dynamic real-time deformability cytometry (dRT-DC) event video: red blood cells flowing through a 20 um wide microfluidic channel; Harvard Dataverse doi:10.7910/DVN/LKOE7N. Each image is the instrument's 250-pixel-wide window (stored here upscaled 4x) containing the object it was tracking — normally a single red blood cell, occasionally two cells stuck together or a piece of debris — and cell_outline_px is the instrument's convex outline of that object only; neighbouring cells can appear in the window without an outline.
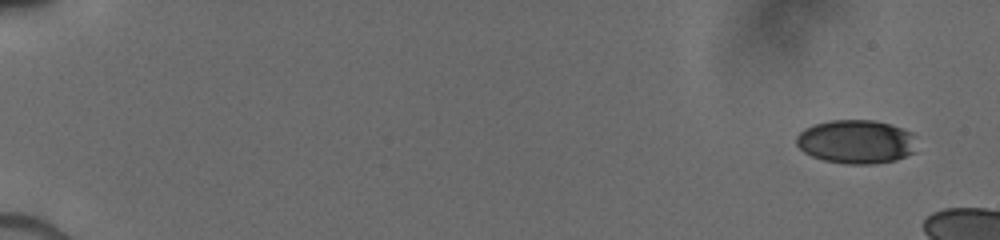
{"species": "human", "species_latin": "Homo sapiens", "temperature_condition": "cold", "stored_images_in_passage": 7, "camera_frame_rate_fps": 3000, "um_per_image_px": 0.085, "donor": {"sex": "male"}, "frame": {"image": 1, "passage_image": 1, "time_ms": 0.0, "image_size_px": [1000, 240], "cell_outline_px": [[916, 152], [896, 160], [876, 164], [848, 164], [824, 160], [812, 156], [804, 152], [796, 144], [796, 136], [804, 128], [828, 120], [872, 120], [892, 124], [912, 132]], "centroid_in_image_um": [72.78, 12.05], "position_along_channel_um": 12.2, "area_um2": 30.87}}